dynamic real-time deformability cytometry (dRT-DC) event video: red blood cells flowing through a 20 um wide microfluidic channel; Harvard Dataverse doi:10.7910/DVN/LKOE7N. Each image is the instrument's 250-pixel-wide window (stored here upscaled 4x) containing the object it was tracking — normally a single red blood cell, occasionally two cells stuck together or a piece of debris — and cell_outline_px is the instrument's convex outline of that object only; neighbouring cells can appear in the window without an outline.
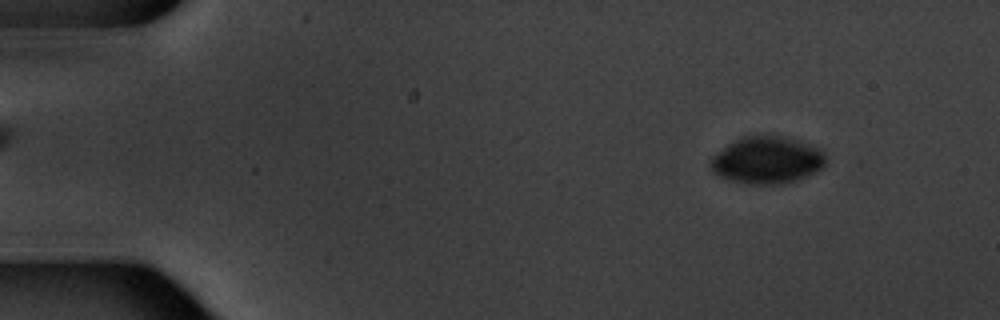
{"species": "common noctule bat (a hibernating species)", "species_latin": "Nyctalus noctula", "temperature_condition": "warm", "stored_images_in_passage": 5, "camera_frame_rate_fps": 3000, "um_per_image_px": 0.085, "animal": {"sex": "male", "body_mass_g": 20.1, "forearm_length_mm": 53.5}, "frame": {"image": 1, "passage_image": 2, "time_ms": 1.0, "image_size_px": [1000, 320], "cell_outline_px": [[828, 160], [824, 168], [816, 172], [788, 184], [744, 184], [728, 180], [712, 172], [708, 164], [708, 160], [712, 156], [728, 144], [744, 136], [784, 136], [820, 148], [824, 152]], "centroid_in_image_um": [65.21, 13.64], "position_along_channel_um": 19.8, "area_um2": 32.14}}